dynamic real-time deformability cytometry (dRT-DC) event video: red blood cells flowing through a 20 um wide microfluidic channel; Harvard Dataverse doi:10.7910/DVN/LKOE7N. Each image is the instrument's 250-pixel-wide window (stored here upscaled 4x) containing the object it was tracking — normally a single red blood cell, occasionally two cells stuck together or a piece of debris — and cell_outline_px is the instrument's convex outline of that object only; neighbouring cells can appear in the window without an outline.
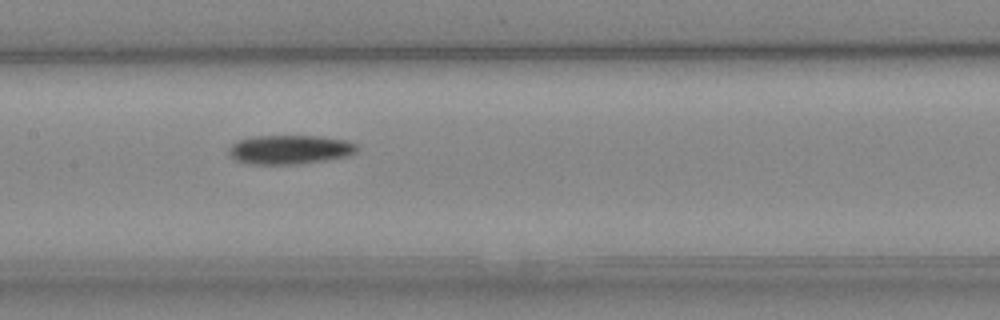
{"species": "Egyptian fruit bat (a non-hibernating species)", "species_latin": "Rousettus aegyptiacus", "temperature_condition": "cold", "stored_images_in_passage": 9, "segment_of_instrument_passage": [1, 2], "camera_frame_rate_fps": 3000, "um_per_image_px": 0.085, "animal": {"sex": "female"}, "frame": {"image": 1, "passage_image": 7, "time_ms": 8.0, "image_size_px": [1000, 320], "cell_outline_px": [[360, 148], [356, 152], [348, 156], [300, 164], [248, 164], [232, 160], [228, 152], [228, 148], [236, 140], [256, 136], [320, 136], [348, 140], [356, 144]], "centroid_in_image_um": [24.61, 12.71], "position_along_channel_um": 182.8, "area_um2": 22.08}}
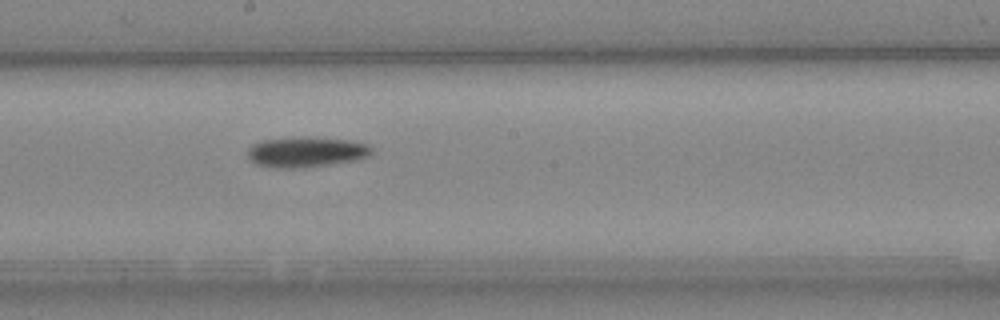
{"frame": {"image": 2, "passage_image": 8, "time_ms": 9.0, "image_size_px": [1000, 320], "cell_outline_px": [[372, 152], [368, 156], [360, 160], [304, 168], [272, 168], [256, 164], [248, 156], [248, 148], [252, 144], [264, 140], [300, 136], [308, 136], [348, 140], [368, 144], [372, 148]], "centroid_in_image_um": [26.05, 12.92], "position_along_channel_um": 222.2, "area_um2": 22.31}}